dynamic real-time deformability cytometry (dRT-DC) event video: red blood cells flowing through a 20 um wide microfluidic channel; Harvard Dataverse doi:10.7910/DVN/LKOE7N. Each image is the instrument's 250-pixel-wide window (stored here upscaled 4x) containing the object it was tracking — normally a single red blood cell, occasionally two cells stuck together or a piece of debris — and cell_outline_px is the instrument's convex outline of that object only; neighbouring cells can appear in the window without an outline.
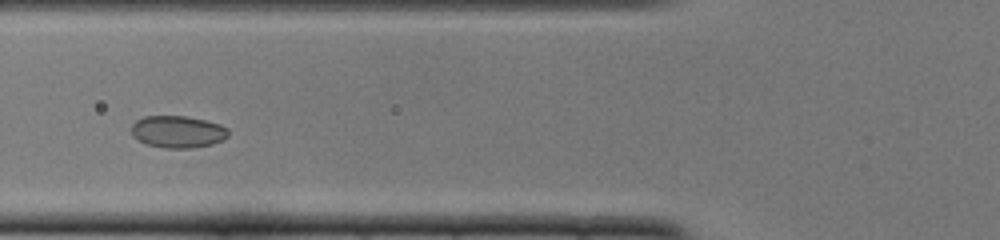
{"species": "common noctule bat (a hibernating species)", "species_latin": "Nyctalus noctula", "temperature_condition": "cold", "stored_images_in_passage": 43, "camera_frame_rate_fps": 3000, "um_per_image_px": 0.085, "animal": {"sex": "female", "body_mass_g": 22.0, "forearm_length_mm": 56.7}, "frame": {"image": 1, "passage_image": 11, "time_ms": 3.333, "image_size_px": [1000, 240], "cell_outline_px": [[228, 136], [224, 140], [212, 144], [192, 148], [164, 148], [148, 144], [132, 136], [132, 124], [136, 120], [144, 116], [184, 116], [204, 120], [220, 124], [228, 128]], "centroid_in_image_um": [15.13, 11.2], "position_along_channel_um": 110.7, "area_um2": 18.09}}
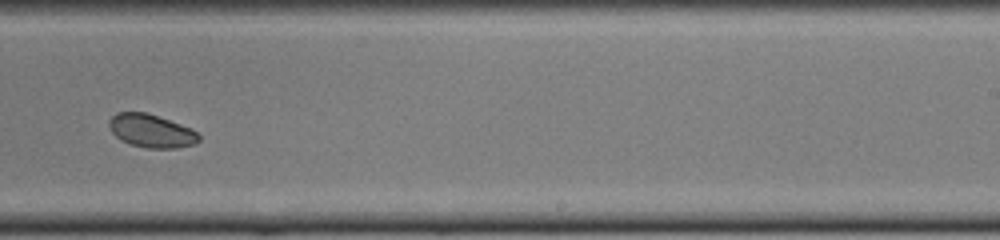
{"frame": {"image": 2, "passage_image": 24, "time_ms": 7.667, "image_size_px": [1000, 240], "cell_outline_px": [[200, 140], [196, 144], [176, 148], [148, 148], [132, 144], [120, 140], [112, 132], [108, 124], [108, 120], [116, 112], [144, 112], [192, 128], [200, 136]], "centroid_in_image_um": [12.86, 11.13], "position_along_channel_um": 276.1, "area_um2": 17.28}}
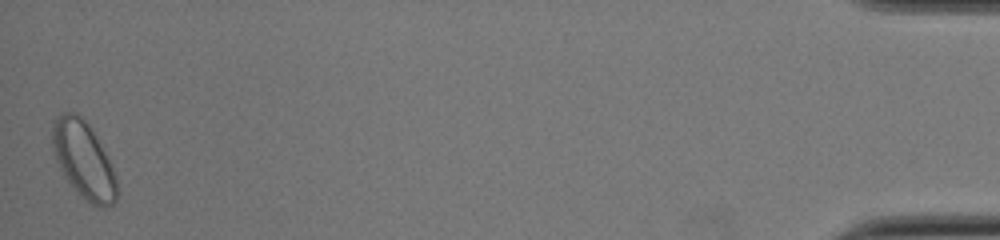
{"frame": {"image": 3, "passage_image": 43, "time_ms": 14.0, "image_size_px": [1000, 240], "cell_outline_px": [[116, 200], [112, 204], [104, 208], [92, 204], [64, 176], [56, 160], [52, 140], [52, 124], [56, 116], [64, 112], [76, 112], [92, 128], [108, 156], [112, 164], [116, 176]], "centroid_in_image_um": [7.12, 13.54], "position_along_channel_um": 428.1, "area_um2": 28.5}, "authors_computed_cell_mechanics": {"area_um2": 18.5538, "velocity_mm_per_s": 3.829, "shape_relaxation_time_tau1_ms": 2.3465, "shape_relaxation_time_tau2_ms": 7.1707, "deformation_change_tau1": 0.0283, "deformation_change_tau2": 0.0642}}